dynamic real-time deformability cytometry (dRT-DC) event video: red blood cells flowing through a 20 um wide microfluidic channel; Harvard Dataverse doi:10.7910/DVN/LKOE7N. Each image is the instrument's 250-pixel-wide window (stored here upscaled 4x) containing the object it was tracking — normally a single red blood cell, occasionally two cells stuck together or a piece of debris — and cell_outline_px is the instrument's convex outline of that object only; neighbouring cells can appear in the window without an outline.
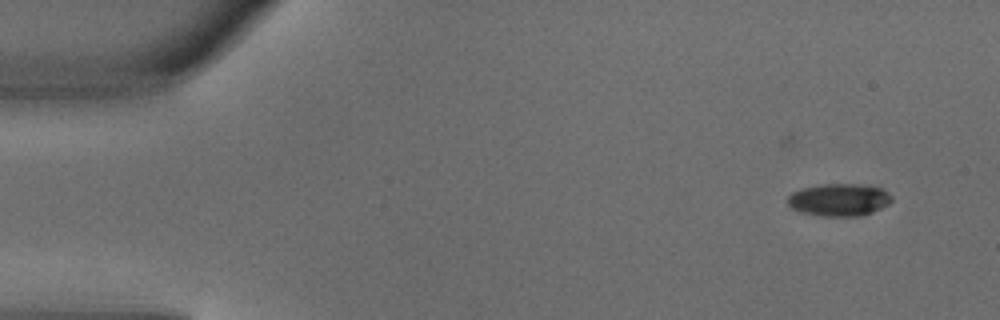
{"species": "common noctule bat (a hibernating species)", "species_latin": "Nyctalus noctula", "temperature_condition": "warm", "stored_images_in_passage": 5, "camera_frame_rate_fps": 3000, "um_per_image_px": 0.085, "animal": {"sex": "male", "body_mass_g": 18.8}, "frame": {"image": 1, "passage_image": 2, "time_ms": 0.333, "image_size_px": [1000, 320], "cell_outline_px": [[892, 200], [888, 204], [872, 212], [860, 216], [820, 216], [800, 212], [792, 208], [788, 204], [788, 196], [792, 192], [804, 188], [824, 184], [856, 184], [880, 188], [888, 192], [892, 196]], "centroid_in_image_um": [71.31, 16.99], "position_along_channel_um": 13.7, "area_um2": 19.54}}
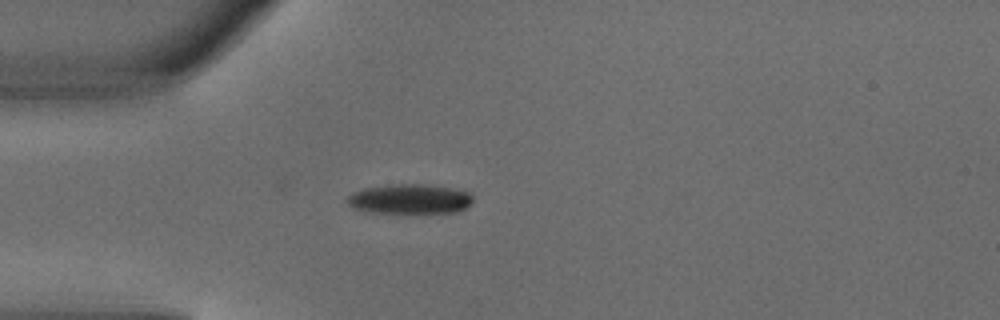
{"frame": {"image": 2, "passage_image": 5, "time_ms": 1.333, "image_size_px": [1000, 320], "cell_outline_px": [[472, 204], [460, 212], [372, 212], [352, 208], [344, 200], [352, 192], [364, 188], [396, 184], [424, 184], [452, 188], [472, 192]], "centroid_in_image_um": [34.85, 16.91], "position_along_channel_um": 50.2, "area_um2": 21.85}}